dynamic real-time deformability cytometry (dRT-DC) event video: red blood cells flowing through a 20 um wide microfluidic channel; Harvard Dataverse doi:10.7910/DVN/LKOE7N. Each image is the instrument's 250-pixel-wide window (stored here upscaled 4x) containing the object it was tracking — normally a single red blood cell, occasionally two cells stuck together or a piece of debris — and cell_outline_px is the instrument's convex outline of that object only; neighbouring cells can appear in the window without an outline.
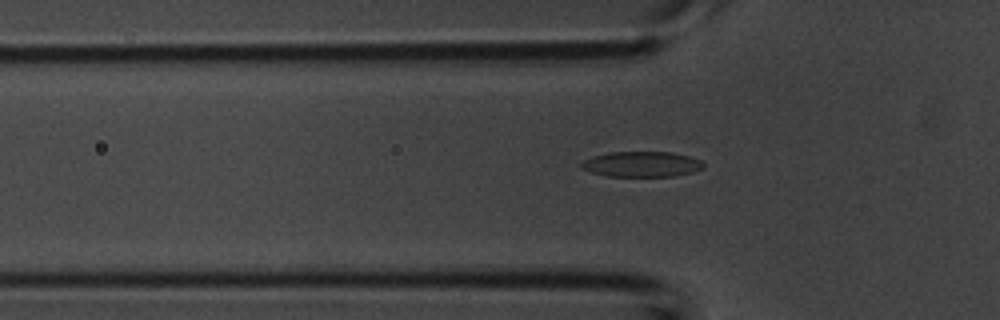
{"species": "common noctule bat (a hibernating species)", "species_latin": "Nyctalus noctula", "temperature_condition": "room temperature", "stored_images_in_passage": 54, "camera_frame_rate_fps": 3000, "um_per_image_px": 0.085, "animal": {"sex": "male", "body_mass_g": 20.1, "forearm_length_mm": 53.5}, "frame": {"image": 1, "passage_image": 17, "time_ms": 5.333, "image_size_px": [1000, 320], "cell_outline_px": [[704, 168], [692, 172], [676, 176], [608, 176], [592, 172], [580, 168], [580, 164], [584, 160], [592, 156], [608, 152], [672, 152], [688, 156], [700, 160], [704, 164]], "centroid_in_image_um": [54.53, 13.95], "position_along_channel_um": 71.3, "area_um2": 18.09}}
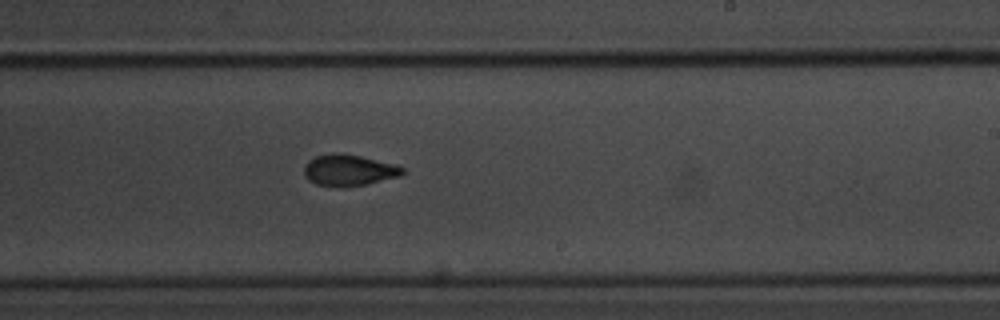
{"frame": {"image": 2, "passage_image": 32, "time_ms": 10.333, "image_size_px": [1000, 320], "cell_outline_px": [[404, 172], [400, 176], [368, 184], [344, 188], [336, 188], [316, 184], [308, 180], [304, 176], [304, 164], [308, 160], [316, 156], [332, 152], [340, 152], [360, 156], [396, 164], [404, 168]], "centroid_in_image_um": [29.62, 14.48], "position_along_channel_um": 259.4, "area_um2": 18.44}}
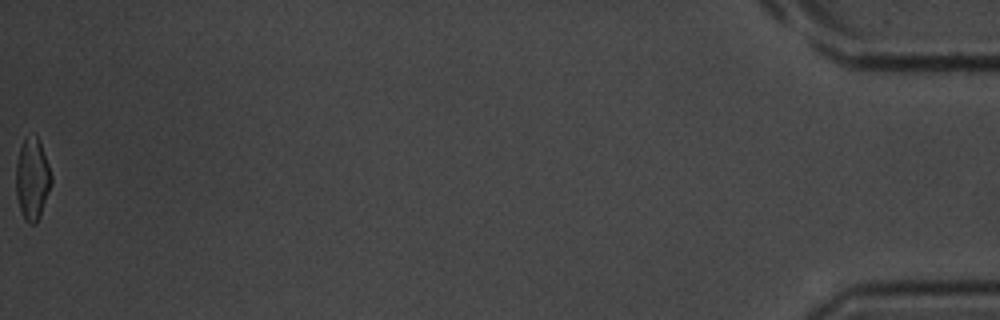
{"frame": {"image": 3, "passage_image": 54, "time_ms": 17.667, "image_size_px": [1000, 320], "cell_outline_px": [[52, 184], [40, 216], [36, 224], [28, 224], [24, 220], [20, 212], [16, 196], [16, 164], [20, 148], [24, 136], [36, 136], [40, 140], [52, 176]], "centroid_in_image_um": [2.74, 15.24], "position_along_channel_um": 432.5, "area_um2": 17.11}, "authors_computed_cell_mechanics": {"area_um2": 17.8602, "velocity_mm_per_s": 3.7479, "shape_relaxation_time_tau1_ms": 2.9631, "shape_relaxation_time_tau2_ms": 2.3893, "deformation_change_tau1": 0.1383, "deformation_change_tau2": 0.0898}}